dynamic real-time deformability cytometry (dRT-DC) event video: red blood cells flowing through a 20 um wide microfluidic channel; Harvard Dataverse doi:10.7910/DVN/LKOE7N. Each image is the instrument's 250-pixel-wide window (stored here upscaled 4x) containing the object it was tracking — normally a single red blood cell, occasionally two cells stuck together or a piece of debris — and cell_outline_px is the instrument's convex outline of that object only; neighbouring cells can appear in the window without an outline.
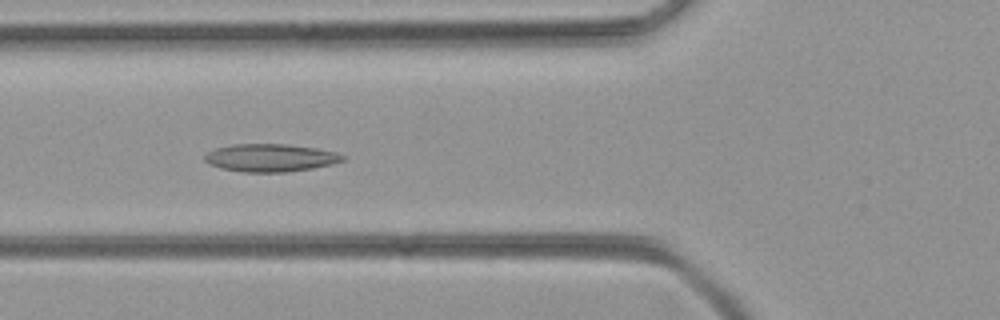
{"species": "common noctule bat (a hibernating species)", "species_latin": "Nyctalus noctula", "temperature_condition": "room temperature", "stored_images_in_passage": 39, "camera_frame_rate_fps": 3000, "um_per_image_px": 0.085, "animal": {"sex": "female", "body_mass_g": 21.9}, "frame": {"image": 1, "passage_image": 7, "time_ms": 2.0, "image_size_px": [1000, 320], "cell_outline_px": [[348, 156], [344, 160], [332, 164], [312, 168], [288, 172], [244, 172], [220, 168], [208, 164], [204, 160], [204, 156], [208, 152], [216, 148], [232, 144], [288, 144], [316, 148], [336, 152]], "centroid_in_image_um": [23.0, 13.41], "position_along_channel_um": 102.8, "area_um2": 22.48}}
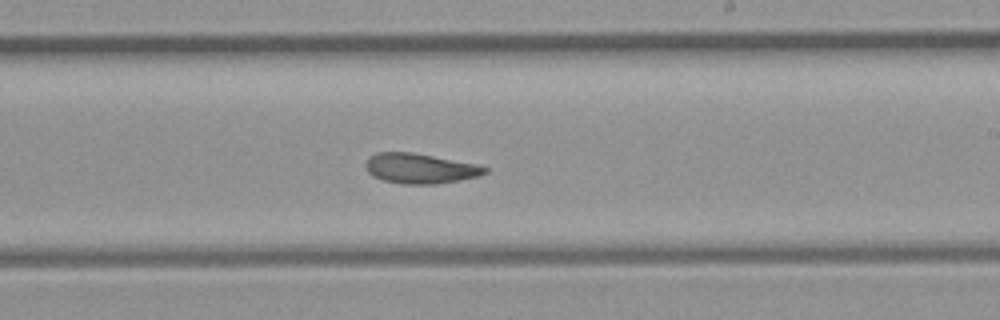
{"frame": {"image": 2, "passage_image": 18, "time_ms": 5.667, "image_size_px": [1000, 320], "cell_outline_px": [[488, 172], [480, 176], [460, 180], [436, 184], [404, 184], [384, 180], [372, 176], [368, 172], [364, 164], [368, 156], [376, 152], [412, 152], [476, 164], [488, 168]], "centroid_in_image_um": [35.68, 14.31], "position_along_channel_um": 253.3, "area_um2": 20.98}}
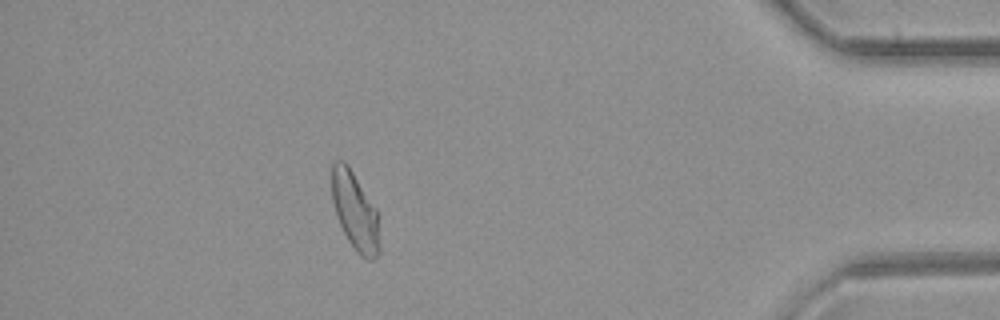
{"frame": {"image": 3, "passage_image": 33, "time_ms": 10.667, "image_size_px": [1000, 320], "cell_outline_px": [[380, 252], [372, 260], [368, 260], [360, 256], [356, 252], [348, 240], [336, 216], [332, 200], [332, 164], [336, 160], [344, 160], [348, 164], [376, 208], [380, 248]], "centroid_in_image_um": [30.17, 17.95], "position_along_channel_um": 405.0, "area_um2": 21.73}}